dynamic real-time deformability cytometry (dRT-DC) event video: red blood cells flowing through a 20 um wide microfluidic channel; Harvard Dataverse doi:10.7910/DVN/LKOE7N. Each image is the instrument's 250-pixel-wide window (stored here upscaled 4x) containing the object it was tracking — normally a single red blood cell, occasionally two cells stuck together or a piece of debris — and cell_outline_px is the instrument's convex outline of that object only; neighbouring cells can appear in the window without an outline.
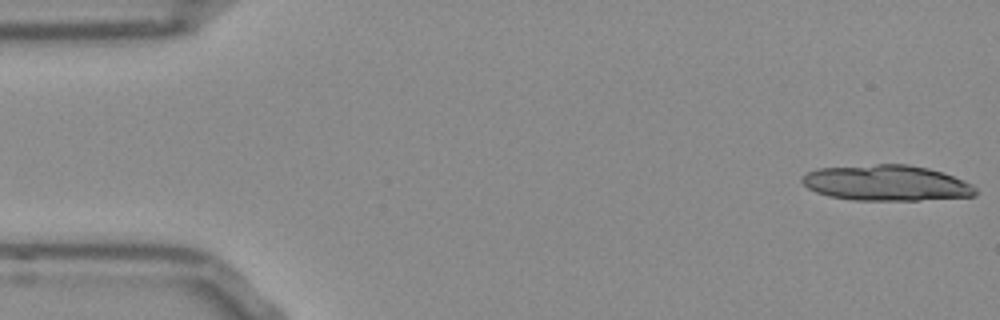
{"species": "Egyptian fruit bat (a non-hibernating species)", "species_latin": "Rousettus aegyptiacus", "temperature_condition": "room temperature", "stored_images_in_passage": 25, "camera_frame_rate_fps": 3000, "um_per_image_px": 0.085, "frame": {"image": 1, "passage_image": 1, "time_ms": 0.0, "image_size_px": [1000, 320], "cell_outline_px": [[976, 196], [920, 200], [852, 200], [828, 196], [816, 192], [808, 188], [800, 180], [808, 172], [816, 168], [876, 164], [908, 164], [928, 168], [944, 172], [964, 180], [972, 184], [976, 188]], "centroid_in_image_um": [75.36, 15.55], "position_along_channel_um": 9.6, "area_um2": 36.3}}
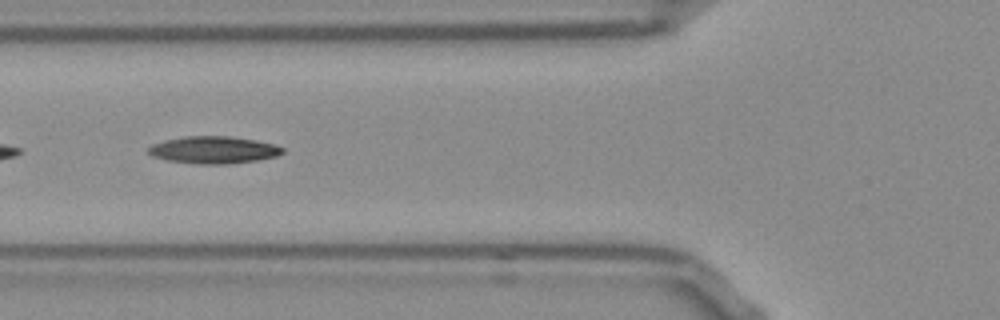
{"frame": {"image": 2, "passage_image": 19, "time_ms": 6.0, "image_size_px": [1000, 320], "cell_outline_px": [[284, 152], [276, 156], [260, 160], [228, 164], [196, 164], [168, 160], [152, 156], [148, 152], [148, 148], [152, 144], [164, 140], [184, 136], [228, 136], [256, 140], [276, 144], [284, 148]], "centroid_in_image_um": [18.18, 12.74], "position_along_channel_um": 107.6, "area_um2": 21.44}}